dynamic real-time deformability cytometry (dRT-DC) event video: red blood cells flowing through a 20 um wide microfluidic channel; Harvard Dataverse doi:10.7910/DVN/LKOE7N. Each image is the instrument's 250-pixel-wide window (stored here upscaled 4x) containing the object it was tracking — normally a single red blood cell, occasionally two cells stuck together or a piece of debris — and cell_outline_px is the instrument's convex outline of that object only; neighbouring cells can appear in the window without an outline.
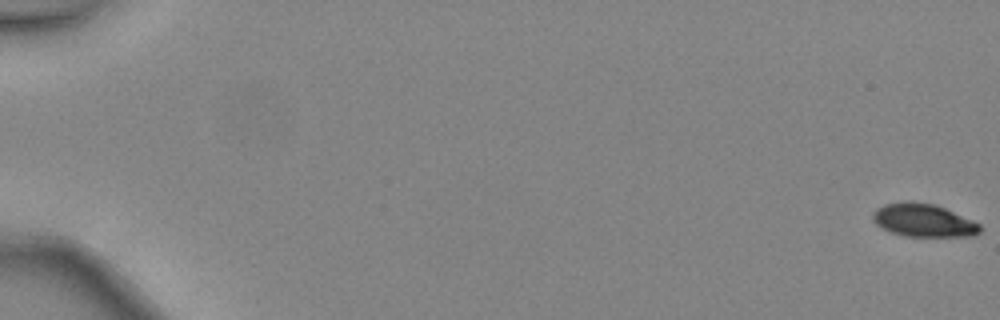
{"species": "common noctule bat (a hibernating species)", "species_latin": "Nyctalus noctula", "temperature_condition": "warm", "stored_images_in_passage": 49, "camera_frame_rate_fps": 3000, "um_per_image_px": 0.085, "animal": {"sex": "female", "body_mass_g": 24.6, "forearm_length_mm": 56.2}, "frame": {"image": 1, "passage_image": 1, "time_ms": 0.0, "image_size_px": [1000, 320], "cell_outline_px": [[980, 232], [972, 236], [904, 236], [892, 232], [876, 224], [872, 220], [872, 212], [876, 208], [884, 204], [904, 200], [912, 200], [936, 204], [972, 220], [980, 224]], "centroid_in_image_um": [78.45, 18.7], "position_along_channel_um": 6.5, "area_um2": 20.81}}
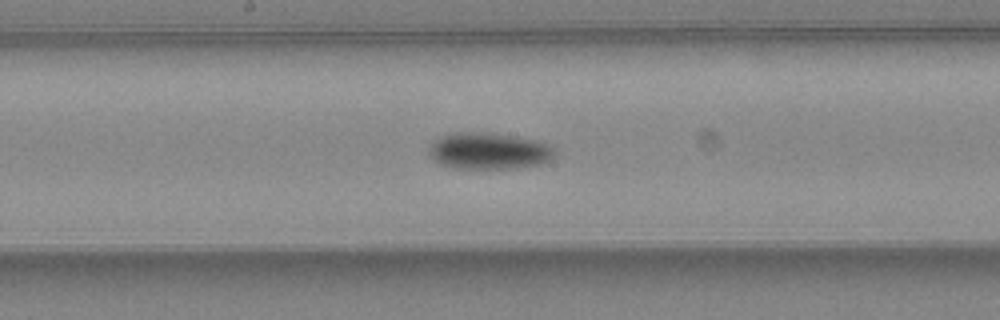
{"frame": {"image": 2, "passage_image": 28, "time_ms": 9.0, "image_size_px": [1000, 320], "cell_outline_px": [[556, 156], [540, 164], [516, 168], [456, 168], [440, 164], [432, 160], [428, 152], [428, 148], [432, 140], [440, 136], [452, 132], [492, 132], [536, 140], [548, 144], [556, 148]], "centroid_in_image_um": [41.52, 12.81], "position_along_channel_um": 206.7, "area_um2": 27.28}}
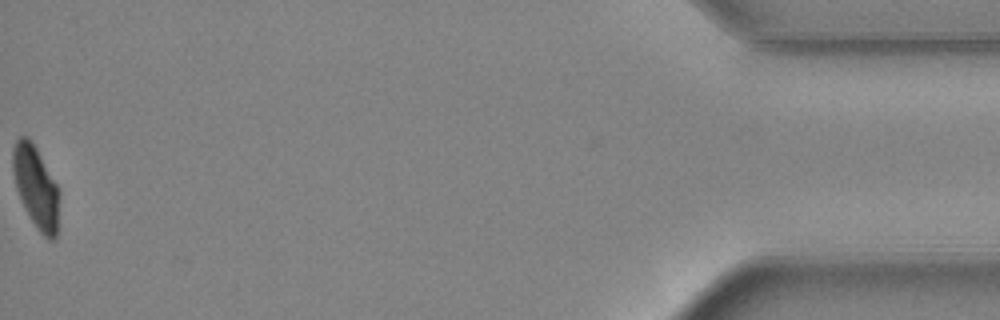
{"frame": {"image": 3, "passage_image": 49, "time_ms": 16.0, "image_size_px": [1000, 320], "cell_outline_px": [[60, 192], [56, 236], [52, 240], [48, 240], [40, 232], [24, 208], [16, 188], [12, 172], [12, 148], [16, 140], [20, 136], [28, 136], [36, 148], [56, 184]], "centroid_in_image_um": [3.03, 15.88], "position_along_channel_um": 432.2, "area_um2": 22.08}, "authors_computed_cell_mechanics": {"area_um2": 23.7558, "velocity_mm_per_s": 4.4816, "shape_relaxation_time_tau1_ms": 2.6177, "shape_relaxation_time_tau2_ms": null, "deformation_change_tau1": 0.1412, "deformation_change_tau2": null}}